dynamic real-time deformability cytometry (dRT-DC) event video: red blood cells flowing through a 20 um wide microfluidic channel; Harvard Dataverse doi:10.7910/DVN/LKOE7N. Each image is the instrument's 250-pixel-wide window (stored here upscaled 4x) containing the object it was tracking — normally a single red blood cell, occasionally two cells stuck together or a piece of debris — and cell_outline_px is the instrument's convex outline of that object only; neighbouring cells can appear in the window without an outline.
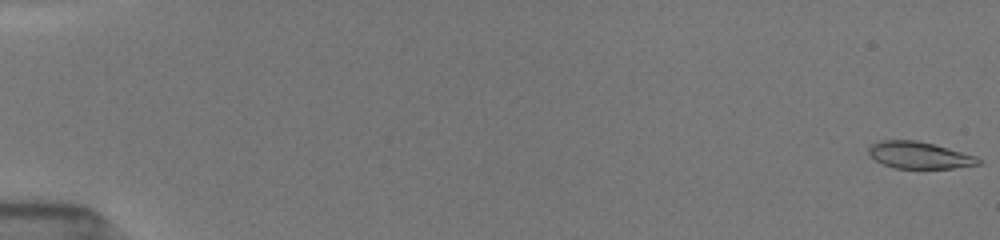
{"species": "common noctule bat (a hibernating species)", "species_latin": "Nyctalus noctula", "temperature_condition": "room temperature", "stored_images_in_passage": 45, "camera_frame_rate_fps": 3000, "um_per_image_px": 0.085, "animal": {"sex": "female", "body_mass_g": 19.5, "forearm_length_mm": 54.1}, "frame": {"image": 1, "passage_image": 1, "time_ms": 0.0, "image_size_px": [1000, 240], "cell_outline_px": [[980, 164], [952, 168], [896, 168], [884, 164], [868, 156], [868, 148], [872, 144], [880, 140], [916, 140], [948, 148], [976, 156], [980, 160]], "centroid_in_image_um": [78.1, 13.19], "position_along_channel_um": 6.9, "area_um2": 16.99}}
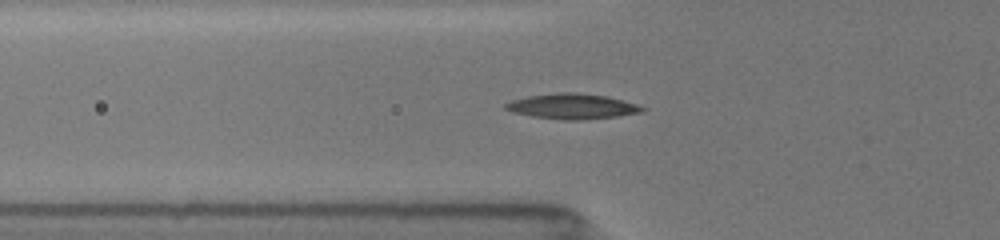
{"frame": {"image": 2, "passage_image": 32, "time_ms": 6.333, "image_size_px": [1000, 240], "cell_outline_px": [[648, 108], [644, 112], [620, 116], [580, 120], [564, 120], [532, 116], [512, 112], [504, 108], [504, 104], [512, 100], [528, 96], [560, 92], [576, 92], [608, 96], [636, 104]], "centroid_in_image_um": [48.68, 9.04], "position_along_channel_um": 77.1, "area_um2": 20.29}}
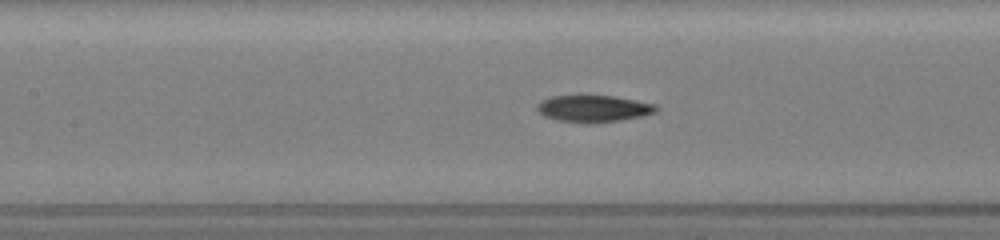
{"frame": {"image": 3, "passage_image": 44, "time_ms": 8.333, "image_size_px": [1000, 240], "cell_outline_px": [[660, 108], [656, 112], [640, 116], [616, 120], [588, 124], [556, 120], [544, 116], [536, 108], [536, 104], [540, 100], [552, 96], [612, 96], [656, 104]], "centroid_in_image_um": [50.41, 9.23], "position_along_channel_um": 157.0, "area_um2": 18.5}}